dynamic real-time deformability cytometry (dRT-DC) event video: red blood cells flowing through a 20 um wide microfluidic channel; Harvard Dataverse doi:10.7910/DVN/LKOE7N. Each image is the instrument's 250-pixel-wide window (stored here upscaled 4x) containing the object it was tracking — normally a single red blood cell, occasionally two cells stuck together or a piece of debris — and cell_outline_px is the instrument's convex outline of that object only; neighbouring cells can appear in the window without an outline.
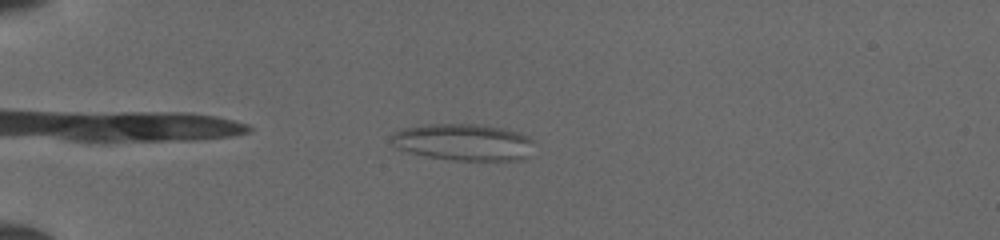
{"species": "common noctule bat (a hibernating species)", "species_latin": "Nyctalus noctula", "temperature_condition": "cold", "stored_images_in_passage": 40, "camera_frame_rate_fps": 3000, "um_per_image_px": 0.085, "animal": {"sex": "female", "body_mass_g": 19.5, "forearm_length_mm": 54.1}, "frame": {"image": 1, "passage_image": 4, "time_ms": 1.0, "image_size_px": [1000, 240], "cell_outline_px": [[532, 140], [524, 156], [520, 160], [452, 160], [428, 156], [412, 152], [400, 148], [392, 140], [392, 136], [396, 132], [404, 128], [432, 124], [480, 124], [500, 128], [528, 136]], "centroid_in_image_um": [39.37, 12.08], "position_along_channel_um": 45.6, "area_um2": 29.48}}
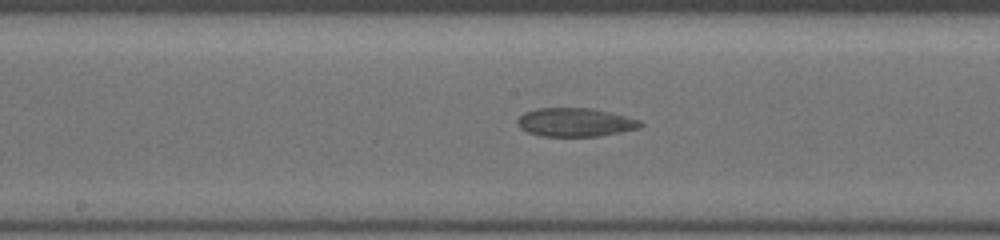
{"frame": {"image": 2, "passage_image": 18, "time_ms": 5.667, "image_size_px": [1000, 240], "cell_outline_px": [[644, 124], [640, 128], [600, 136], [540, 136], [528, 132], [520, 128], [516, 124], [516, 120], [524, 112], [536, 108], [592, 108], [640, 120]], "centroid_in_image_um": [48.86, 10.4], "position_along_channel_um": 199.3, "area_um2": 20.52}}
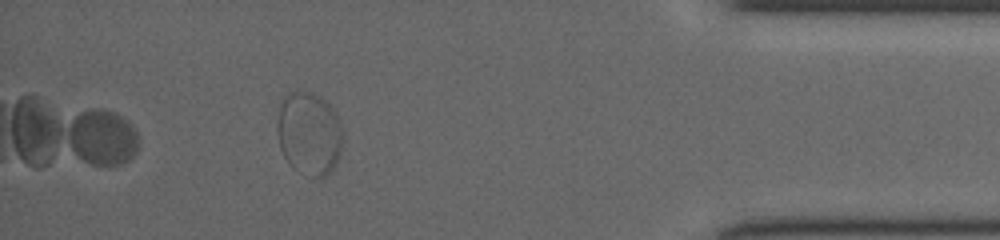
{"frame": {"image": 3, "passage_image": 36, "time_ms": 11.667, "image_size_px": [1000, 240], "cell_outline_px": [[340, 152], [336, 164], [324, 176], [312, 176], [300, 172], [292, 168], [284, 156], [280, 148], [276, 132], [276, 128], [280, 104], [284, 96], [288, 92], [312, 92], [320, 96], [328, 104], [336, 116], [340, 124]], "centroid_in_image_um": [26.21, 11.33], "position_along_channel_um": 409.0, "area_um2": 31.33}}